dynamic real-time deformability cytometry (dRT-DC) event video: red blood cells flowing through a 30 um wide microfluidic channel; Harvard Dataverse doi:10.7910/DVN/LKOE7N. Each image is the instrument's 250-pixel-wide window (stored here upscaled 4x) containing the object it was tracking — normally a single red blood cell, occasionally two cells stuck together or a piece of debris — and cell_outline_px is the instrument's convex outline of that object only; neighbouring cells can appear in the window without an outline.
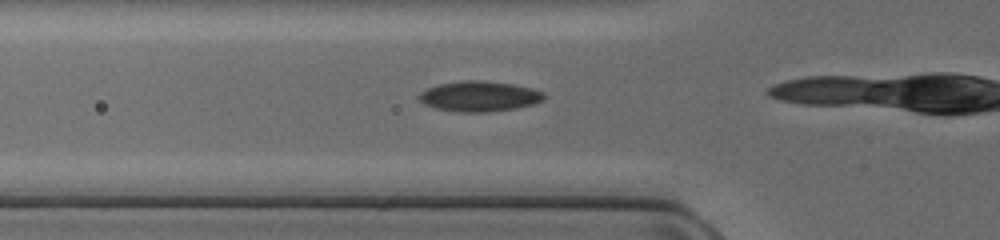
{"species": "common noctule bat (a hibernating species)", "species_latin": "Nyctalus noctula", "temperature_condition": "cold", "stored_images_in_passage": 4, "camera_frame_rate_fps": 3000, "um_per_image_px": 0.085, "animal": {"sex": "female", "body_mass_g": 17.0, "forearm_length_mm": 48.0}, "frame": {"image": 1, "passage_image": 2, "time_ms": 0.333, "image_size_px": [1000, 240], "cell_outline_px": [[544, 100], [532, 104], [516, 108], [488, 112], [460, 112], [436, 108], [424, 104], [420, 100], [420, 92], [428, 88], [440, 84], [468, 80], [476, 80], [512, 84], [532, 88], [544, 92]], "centroid_in_image_um": [40.77, 8.19], "position_along_channel_um": 85.0, "area_um2": 21.79}}